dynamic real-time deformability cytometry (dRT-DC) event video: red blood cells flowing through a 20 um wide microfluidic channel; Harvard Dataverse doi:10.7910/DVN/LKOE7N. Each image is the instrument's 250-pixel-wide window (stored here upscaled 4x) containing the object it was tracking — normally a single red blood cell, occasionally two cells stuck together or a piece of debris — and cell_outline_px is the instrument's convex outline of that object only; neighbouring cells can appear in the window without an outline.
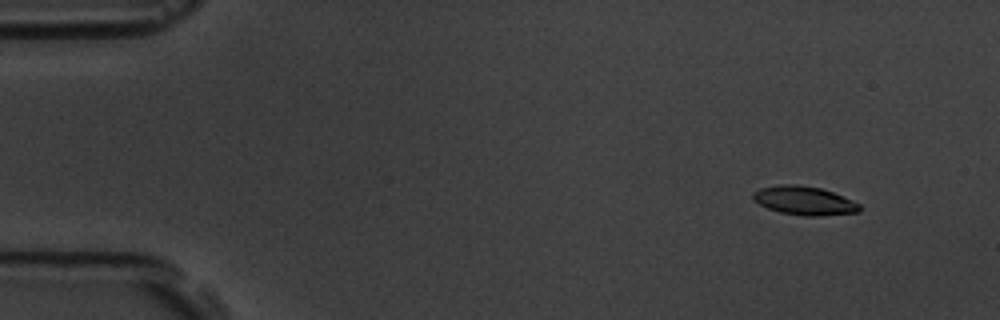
{"species": "common noctule bat (a hibernating species)", "species_latin": "Nyctalus noctula", "temperature_condition": "room temperature", "stored_images_in_passage": 6, "camera_frame_rate_fps": 3000, "um_per_image_px": 0.085, "animal": {"sex": "male", "body_mass_g": 19.5, "forearm_length_mm": 54.6}, "frame": {"image": 1, "passage_image": 2, "time_ms": 1.0, "image_size_px": [1000, 320], "cell_outline_px": [[860, 212], [820, 216], [804, 216], [780, 212], [768, 208], [752, 200], [752, 192], [760, 188], [780, 184], [796, 184], [820, 188], [832, 192], [852, 200], [860, 204]], "centroid_in_image_um": [68.34, 17.05], "position_along_channel_um": 16.7, "area_um2": 17.86}}
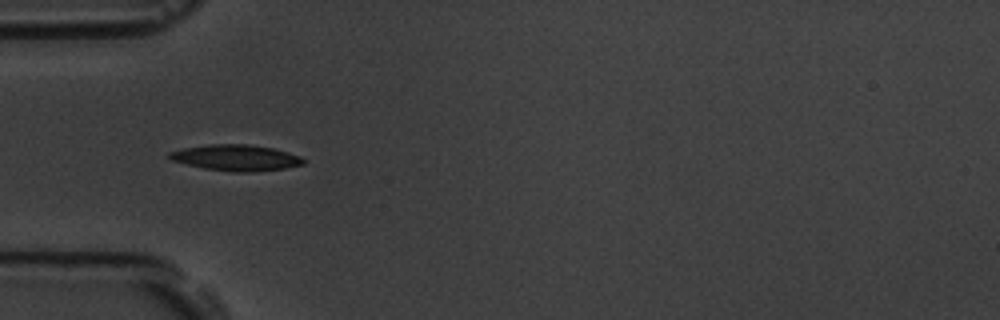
{"frame": {"image": 2, "passage_image": 5, "time_ms": 5.333, "image_size_px": [1000, 320], "cell_outline_px": [[308, 160], [304, 164], [284, 168], [252, 172], [232, 172], [204, 168], [172, 160], [168, 156], [168, 152], [184, 148], [208, 144], [248, 144], [272, 148], [288, 152], [300, 156]], "centroid_in_image_um": [20.09, 13.4], "position_along_channel_um": 64.9, "area_um2": 20.29}}
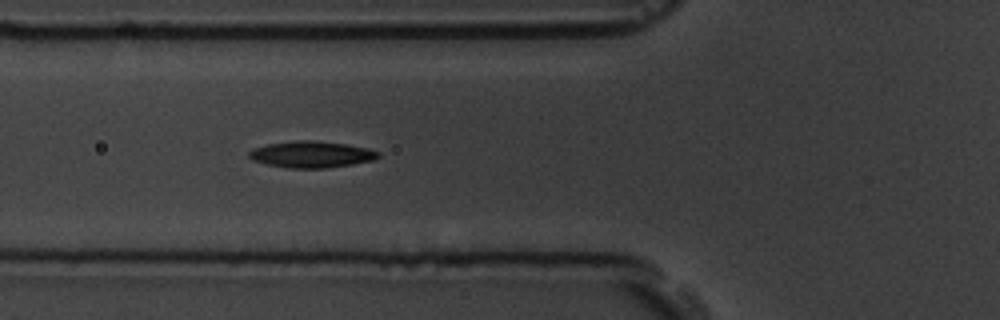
{"frame": {"image": 3, "passage_image": 6, "time_ms": 6.333, "image_size_px": [1000, 320], "cell_outline_px": [[380, 156], [372, 160], [352, 164], [324, 168], [288, 168], [268, 164], [252, 160], [248, 156], [248, 152], [252, 148], [268, 144], [296, 140], [312, 140], [348, 144], [368, 148], [380, 152]], "centroid_in_image_um": [26.46, 13.11], "position_along_channel_um": 99.3, "area_um2": 19.94}}